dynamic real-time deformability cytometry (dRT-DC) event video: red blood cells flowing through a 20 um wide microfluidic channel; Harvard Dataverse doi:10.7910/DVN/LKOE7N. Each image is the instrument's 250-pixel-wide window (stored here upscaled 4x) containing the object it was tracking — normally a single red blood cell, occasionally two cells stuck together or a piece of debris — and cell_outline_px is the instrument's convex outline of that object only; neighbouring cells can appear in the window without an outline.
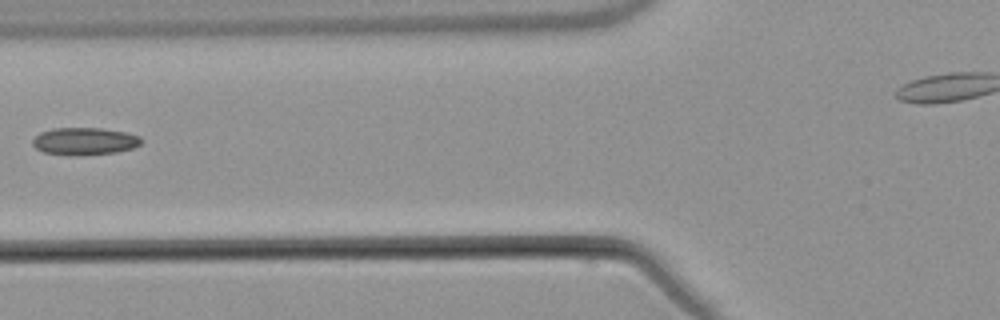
{"species": "common noctule bat (a hibernating species)", "species_latin": "Nyctalus noctula", "temperature_condition": "warm", "stored_images_in_passage": 3, "camera_frame_rate_fps": 3000, "um_per_image_px": 0.085, "animal": {"sex": "male", "body_mass_g": 21.5, "forearm_length_mm": 52.0}, "frame": {"image": 1, "passage_image": 3, "time_ms": 2.333, "image_size_px": [1000, 320], "cell_outline_px": [[144, 140], [140, 144], [132, 148], [116, 152], [76, 156], [44, 152], [36, 148], [32, 144], [32, 140], [40, 132], [52, 128], [104, 128], [128, 132], [140, 136]], "centroid_in_image_um": [7.21, 11.99], "position_along_channel_um": 118.6, "area_um2": 17.51}}